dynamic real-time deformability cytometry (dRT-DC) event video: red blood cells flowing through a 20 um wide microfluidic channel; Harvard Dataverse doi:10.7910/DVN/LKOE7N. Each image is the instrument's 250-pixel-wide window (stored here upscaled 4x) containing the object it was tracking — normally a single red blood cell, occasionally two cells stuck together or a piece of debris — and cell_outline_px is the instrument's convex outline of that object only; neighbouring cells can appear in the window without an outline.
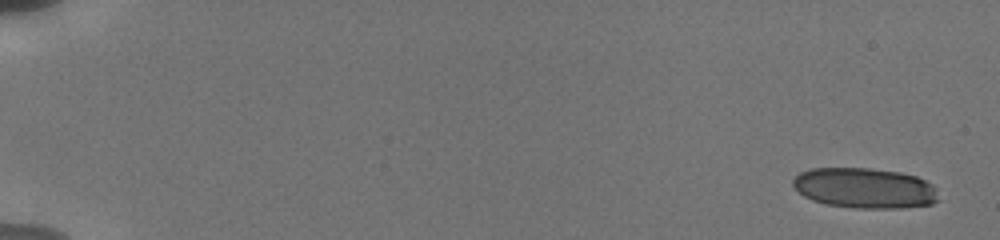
{"species": "human", "species_latin": "Homo sapiens", "temperature_condition": "cold", "stored_images_in_passage": 8, "camera_frame_rate_fps": 3000, "um_per_image_px": 0.085, "donor": {"sex": "male"}, "frame": {"image": 1, "passage_image": 1, "time_ms": 0.0, "image_size_px": [1000, 240], "cell_outline_px": [[940, 200], [932, 204], [900, 208], [856, 208], [828, 204], [812, 200], [804, 196], [792, 184], [792, 180], [800, 172], [812, 168], [868, 168], [900, 172], [916, 176], [932, 184], [936, 188]], "centroid_in_image_um": [73.53, 15.98], "position_along_channel_um": 11.5, "area_um2": 34.28}}
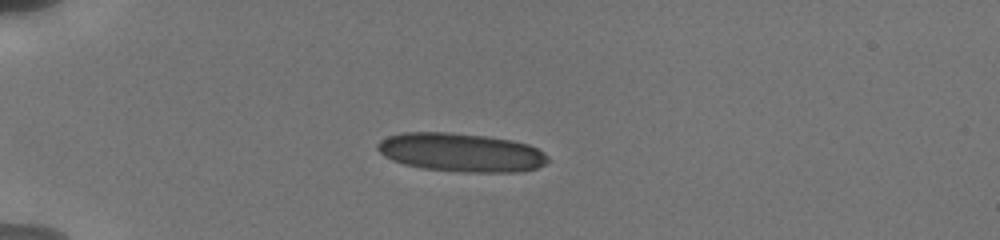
{"frame": {"image": 2, "passage_image": 6, "time_ms": 4.667, "image_size_px": [1000, 240], "cell_outline_px": [[548, 160], [544, 164], [536, 168], [520, 172], [460, 172], [424, 168], [404, 164], [392, 160], [384, 156], [376, 148], [376, 144], [380, 140], [388, 136], [404, 132], [448, 132], [484, 136], [512, 140], [528, 144], [544, 152], [548, 156]], "centroid_in_image_um": [39.17, 12.96], "position_along_channel_um": 45.8, "area_um2": 38.38}}
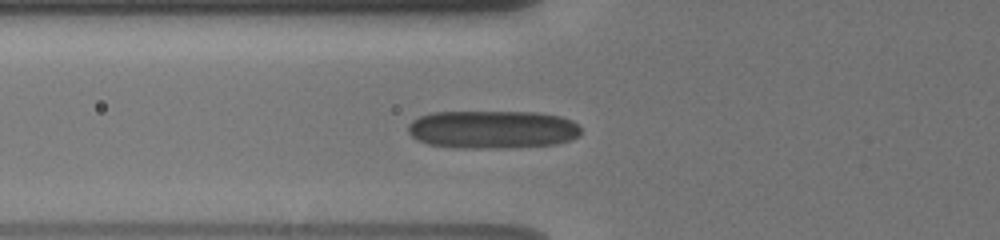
{"frame": {"image": 3, "passage_image": 8, "time_ms": 6.667, "image_size_px": [1000, 240], "cell_outline_px": [[580, 136], [572, 140], [556, 144], [492, 148], [460, 148], [428, 144], [416, 140], [408, 132], [408, 124], [412, 120], [420, 116], [432, 112], [536, 112], [560, 116], [572, 120], [580, 128]], "centroid_in_image_um": [41.85, 11.0], "position_along_channel_um": 84.0, "area_um2": 38.49}}